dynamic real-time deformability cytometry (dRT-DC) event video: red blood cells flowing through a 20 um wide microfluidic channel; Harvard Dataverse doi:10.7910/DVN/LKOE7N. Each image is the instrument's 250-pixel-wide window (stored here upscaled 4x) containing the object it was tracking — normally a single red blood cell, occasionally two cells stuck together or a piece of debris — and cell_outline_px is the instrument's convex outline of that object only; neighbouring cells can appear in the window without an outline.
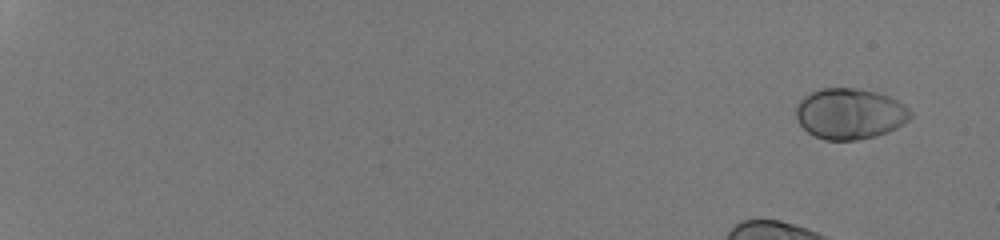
{"species": "human", "species_latin": "Homo sapiens", "temperature_condition": "room temperature", "stored_images_in_passage": 45, "camera_frame_rate_fps": 3000, "um_per_image_px": 0.085, "donor": {"sex": "male"}, "frame": {"image": 1, "passage_image": 1, "time_ms": 0.0, "image_size_px": [1000, 240], "cell_outline_px": [[912, 116], [904, 124], [888, 132], [876, 136], [856, 140], [824, 140], [808, 132], [800, 124], [796, 116], [796, 104], [804, 96], [820, 88], [856, 88], [876, 92], [888, 96], [904, 104], [912, 112]], "centroid_in_image_um": [72.24, 9.67], "position_along_channel_um": 12.8, "area_um2": 33.99}}
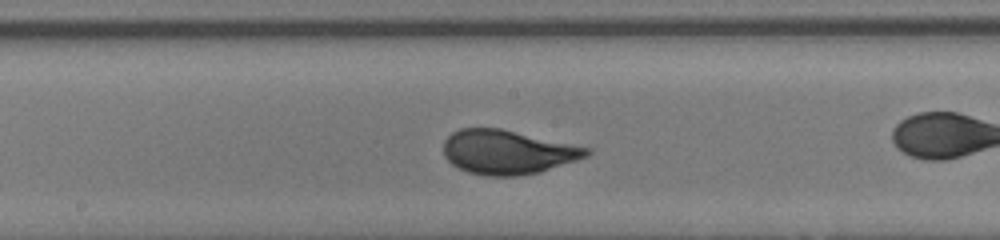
{"frame": {"image": 2, "passage_image": 29, "time_ms": 9.333, "image_size_px": [1000, 240], "cell_outline_px": [[592, 152], [588, 156], [540, 172], [516, 176], [488, 176], [468, 172], [452, 164], [444, 156], [444, 140], [452, 132], [460, 128], [500, 128], [592, 148]], "centroid_in_image_um": [43.15, 12.92], "position_along_channel_um": 205.0, "area_um2": 36.82}}
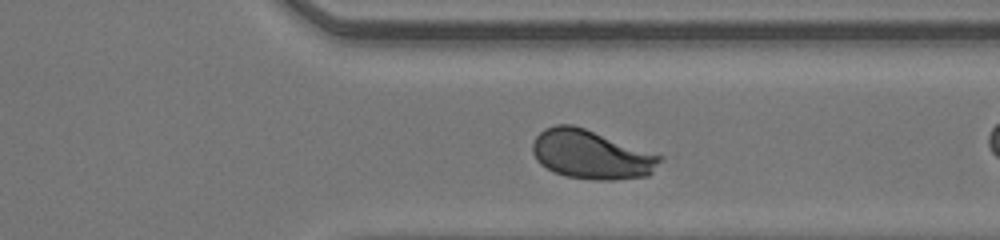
{"frame": {"image": 3, "passage_image": 40, "time_ms": 13.0, "image_size_px": [1000, 240], "cell_outline_px": [[664, 156], [652, 172], [648, 176], [612, 180], [596, 180], [564, 176], [540, 164], [536, 160], [532, 152], [532, 144], [536, 136], [544, 128], [556, 124], [572, 124], [584, 128]], "centroid_in_image_um": [50.24, 13.13], "position_along_channel_um": 361.2, "area_um2": 36.24}, "authors_computed_cell_mechanics": {"area_um2": 35.7782, "velocity_mm_per_s": 4.2514, "shape_relaxation_time_tau1_ms": 2.7022, "shape_relaxation_time_tau2_ms": null, "deformation_change_tau1": 0.1563, "deformation_change_tau2": null}}